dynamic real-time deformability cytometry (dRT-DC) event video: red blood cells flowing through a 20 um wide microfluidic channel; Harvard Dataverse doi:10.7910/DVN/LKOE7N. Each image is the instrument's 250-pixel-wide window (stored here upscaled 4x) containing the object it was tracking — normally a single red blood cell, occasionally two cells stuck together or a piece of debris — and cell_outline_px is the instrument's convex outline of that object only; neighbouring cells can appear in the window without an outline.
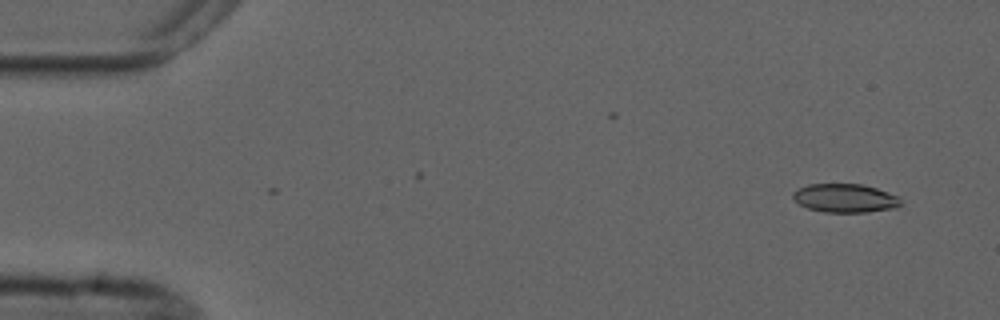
{"species": "common noctule bat (a hibernating species)", "species_latin": "Nyctalus noctula", "temperature_condition": "cold", "stored_images_in_passage": 6, "camera_frame_rate_fps": 3000, "um_per_image_px": 0.085, "animal": {"sex": "male", "forearm_length_mm": 52.5}, "frame": {"image": 1, "passage_image": 1, "time_ms": 0.0, "image_size_px": [1000, 320], "cell_outline_px": [[900, 204], [896, 208], [864, 212], [824, 212], [808, 208], [800, 204], [792, 196], [792, 192], [808, 184], [860, 184], [876, 188], [900, 196]], "centroid_in_image_um": [71.84, 16.84], "position_along_channel_um": 13.2, "area_um2": 17.86}}
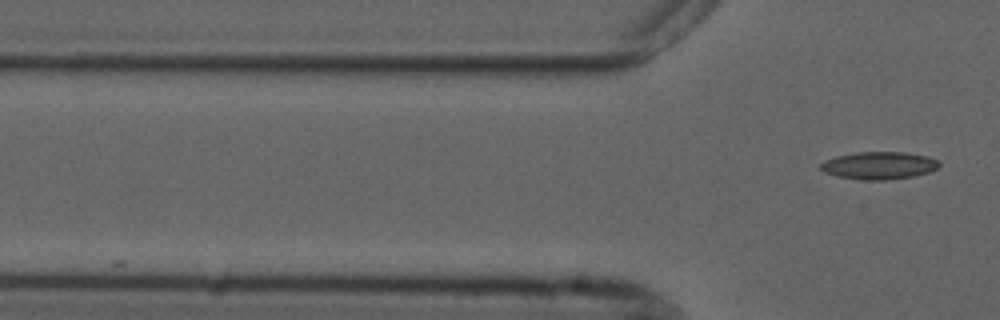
{"frame": {"image": 2, "passage_image": 6, "time_ms": 7.333, "image_size_px": [1000, 320], "cell_outline_px": [[940, 164], [936, 168], [928, 172], [912, 176], [888, 180], [864, 180], [836, 176], [824, 172], [820, 168], [820, 164], [824, 160], [836, 156], [856, 152], [904, 152], [928, 156], [940, 160]], "centroid_in_image_um": [74.7, 14.06], "position_along_channel_um": 51.1, "area_um2": 19.07}}